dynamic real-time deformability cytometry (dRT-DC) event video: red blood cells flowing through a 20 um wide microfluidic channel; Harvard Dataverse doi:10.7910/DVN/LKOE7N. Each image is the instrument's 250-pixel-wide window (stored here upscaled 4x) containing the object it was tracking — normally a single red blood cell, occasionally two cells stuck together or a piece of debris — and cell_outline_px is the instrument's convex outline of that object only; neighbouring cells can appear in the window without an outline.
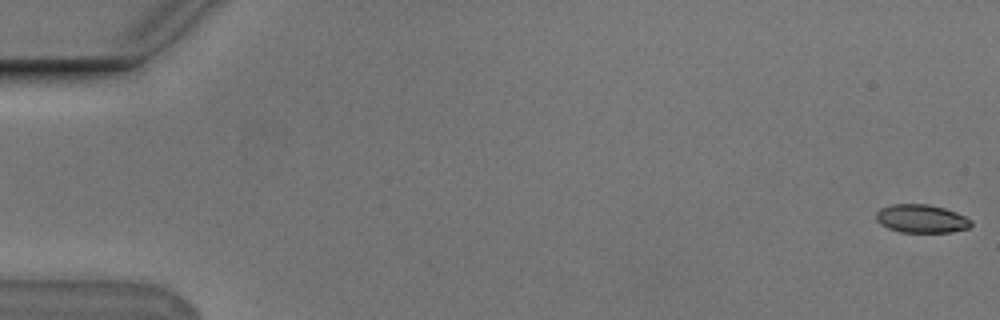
{"species": "Egyptian fruit bat (a non-hibernating species)", "species_latin": "Rousettus aegyptiacus", "temperature_condition": "cold", "stored_images_in_passage": 55, "camera_frame_rate_fps": 3000, "um_per_image_px": 0.085, "animal": {"sex": "male"}, "frame": {"image": 1, "passage_image": 1, "time_ms": 0.0, "image_size_px": [1000, 320], "cell_outline_px": [[972, 224], [968, 228], [952, 232], [900, 232], [888, 228], [880, 224], [876, 220], [876, 212], [880, 208], [892, 204], [928, 204], [944, 208], [956, 212], [972, 220]], "centroid_in_image_um": [78.31, 18.58], "position_along_channel_um": 6.7, "area_um2": 15.72}}
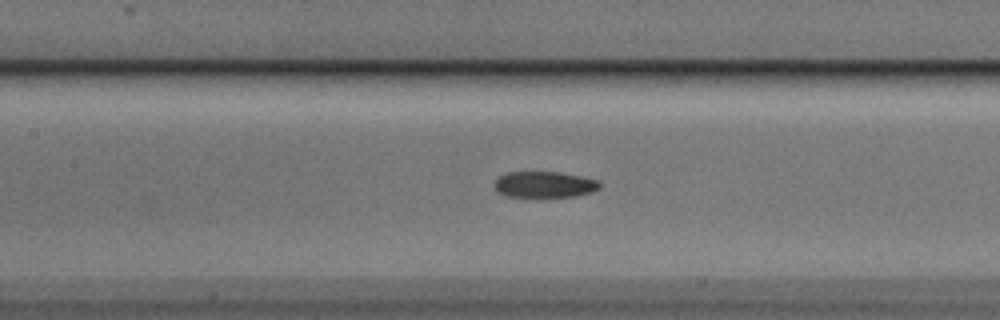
{"frame": {"image": 2, "passage_image": 26, "time_ms": 8.333, "image_size_px": [1000, 320], "cell_outline_px": [[600, 188], [592, 192], [572, 196], [508, 196], [496, 192], [496, 180], [500, 176], [508, 172], [556, 172], [580, 176], [596, 180], [600, 184]], "centroid_in_image_um": [46.27, 15.68], "position_along_channel_um": 161.1, "area_um2": 15.61}}
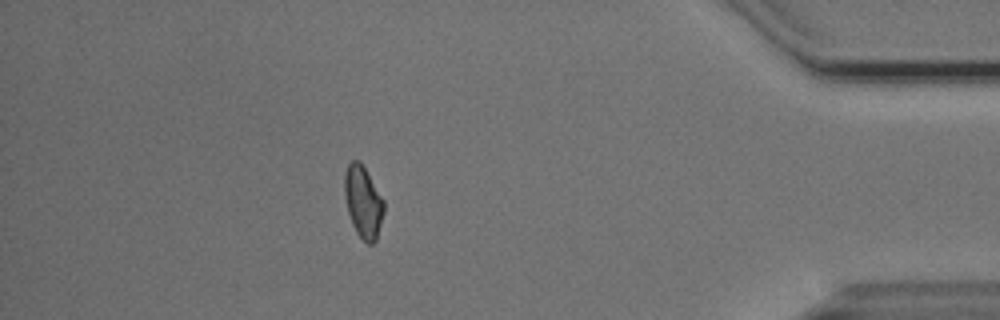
{"frame": {"image": 3, "passage_image": 49, "time_ms": 16.0, "image_size_px": [1000, 320], "cell_outline_px": [[384, 212], [376, 240], [372, 244], [368, 244], [356, 232], [352, 224], [348, 212], [344, 196], [344, 176], [348, 164], [352, 160], [360, 160], [384, 200]], "centroid_in_image_um": [30.86, 17.15], "position_along_channel_um": 404.3, "area_um2": 16.47}, "authors_computed_cell_mechanics": {"area_um2": 16.5886, "velocity_mm_per_s": 3.7533, "shape_relaxation_time_tau1_ms": 6.3783, "shape_relaxation_time_tau2_ms": 4.3872, "deformation_change_tau1": 0.1348, "deformation_change_tau2": 0.0922}}